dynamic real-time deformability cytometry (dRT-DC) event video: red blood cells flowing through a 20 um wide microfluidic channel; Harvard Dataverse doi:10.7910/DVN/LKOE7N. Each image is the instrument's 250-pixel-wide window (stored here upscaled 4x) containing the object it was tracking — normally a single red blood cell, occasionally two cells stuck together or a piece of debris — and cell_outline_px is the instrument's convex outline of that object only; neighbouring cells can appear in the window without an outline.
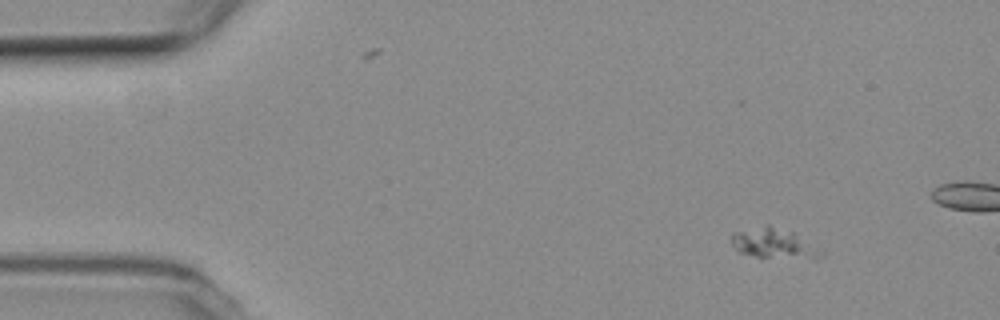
{"species": "common noctule bat (a hibernating species)", "species_latin": "Nyctalus noctula", "temperature_condition": "room temperature", "stored_images_in_passage": 43, "camera_frame_rate_fps": 3000, "um_per_image_px": 0.085, "animal": {"sex": "female", "body_mass_g": 19.3, "forearm_length_mm": 54.1}, "frame": {"image": 1, "passage_image": 1, "time_ms": 0.0, "image_size_px": [1000, 320], "cell_outline_px": [[824, 256], [816, 260], [756, 256], [736, 252], [732, 244], [732, 232], [764, 224], [768, 224], [796, 232], [824, 252]], "centroid_in_image_um": [65.82, 20.69], "position_along_channel_um": 19.2, "area_um2": 16.36}}
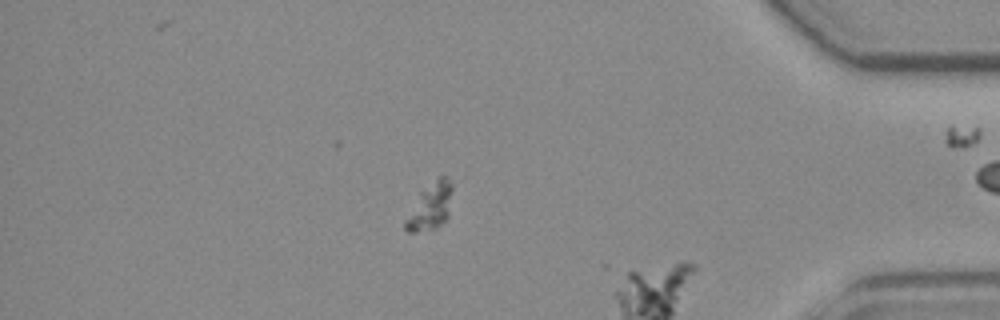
{"frame": {"image": 2, "passage_image": 42, "time_ms": 13.667, "image_size_px": [1000, 320], "cell_outline_px": [[456, 180], [448, 216], [436, 228], [416, 232], [408, 232], [404, 228], [404, 220], [420, 192], [440, 176], [444, 176]], "centroid_in_image_um": [36.63, 17.5], "position_along_channel_um": 398.6, "area_um2": 13.06}}